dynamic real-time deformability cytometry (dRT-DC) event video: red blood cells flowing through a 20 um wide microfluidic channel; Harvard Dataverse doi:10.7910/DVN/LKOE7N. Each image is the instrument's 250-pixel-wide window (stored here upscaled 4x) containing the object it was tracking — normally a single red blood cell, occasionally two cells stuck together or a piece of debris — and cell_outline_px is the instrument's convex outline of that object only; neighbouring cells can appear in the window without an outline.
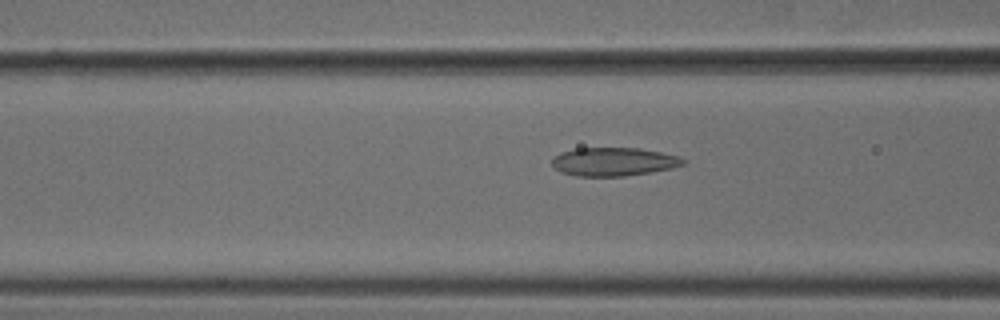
{"species": "common noctule bat (a hibernating species)", "species_latin": "Nyctalus noctula", "temperature_condition": "cold", "stored_images_in_passage": 53, "camera_frame_rate_fps": 3000, "um_per_image_px": 0.085, "animal": {"sex": "male", "body_mass_g": 18.8}, "frame": {"image": 1, "passage_image": 21, "time_ms": 6.667, "image_size_px": [1000, 320], "cell_outline_px": [[684, 164], [672, 168], [652, 172], [624, 176], [576, 176], [560, 172], [552, 164], [552, 160], [560, 152], [576, 148], [640, 148], [680, 156], [684, 160]], "centroid_in_image_um": [52.16, 13.74], "position_along_channel_um": 114.4, "area_um2": 21.73}}
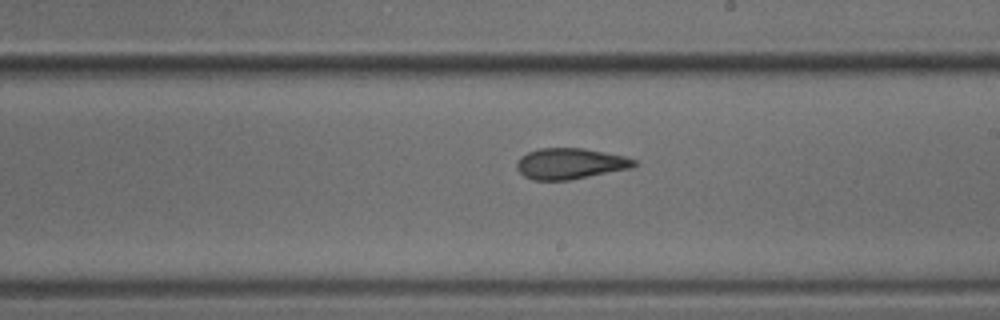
{"frame": {"image": 2, "passage_image": 31, "time_ms": 10.0, "image_size_px": [1000, 320], "cell_outline_px": [[636, 164], [632, 168], [568, 180], [532, 180], [524, 176], [516, 168], [516, 160], [520, 156], [528, 152], [540, 148], [584, 148], [624, 156], [636, 160]], "centroid_in_image_um": [48.43, 13.9], "position_along_channel_um": 240.6, "area_um2": 21.15}}
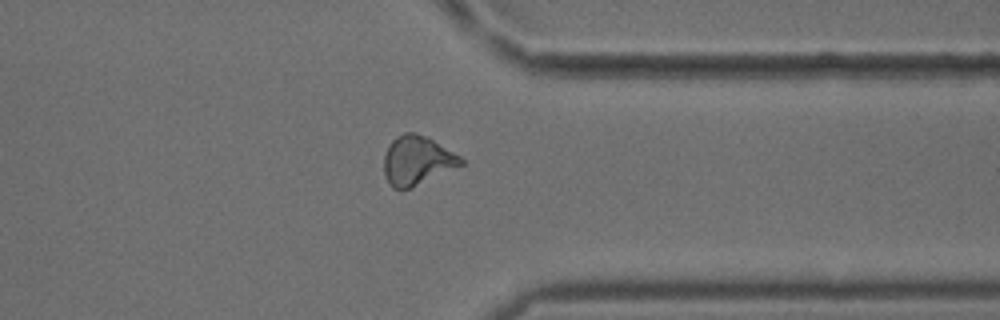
{"frame": {"image": 3, "passage_image": 42, "time_ms": 13.667, "image_size_px": [1000, 320], "cell_outline_px": [[464, 164], [412, 188], [392, 188], [384, 176], [384, 156], [388, 144], [396, 136], [404, 132], [416, 132], [428, 136], [460, 156], [464, 160]], "centroid_in_image_um": [35.44, 13.62], "position_along_channel_um": 376.0, "area_um2": 22.25}, "authors_computed_cell_mechanics": {"area_um2": 21.7328, "velocity_mm_per_s": 3.7736, "shape_relaxation_time_tau1_ms": null, "shape_relaxation_time_tau2_ms": 3.2267, "deformation_change_tau1": null, "deformation_change_tau2": 0.1124}}